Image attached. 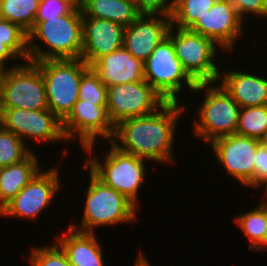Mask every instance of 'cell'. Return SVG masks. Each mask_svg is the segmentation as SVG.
Masks as SVG:
<instances>
[{"label":"cell","instance_id":"1","mask_svg":"<svg viewBox=\"0 0 267 266\" xmlns=\"http://www.w3.org/2000/svg\"><path fill=\"white\" fill-rule=\"evenodd\" d=\"M178 103L166 102L152 114L120 121L114 126L110 142L126 153L155 163L174 162V135L185 111Z\"/></svg>","mask_w":267,"mask_h":266},{"label":"cell","instance_id":"2","mask_svg":"<svg viewBox=\"0 0 267 266\" xmlns=\"http://www.w3.org/2000/svg\"><path fill=\"white\" fill-rule=\"evenodd\" d=\"M83 12L77 5L69 14L34 22L28 34L29 61L80 59L83 46ZM35 39V40H34ZM36 40L48 46L42 50Z\"/></svg>","mask_w":267,"mask_h":266},{"label":"cell","instance_id":"3","mask_svg":"<svg viewBox=\"0 0 267 266\" xmlns=\"http://www.w3.org/2000/svg\"><path fill=\"white\" fill-rule=\"evenodd\" d=\"M109 143L110 150L105 154L103 163L92 155L95 144L85 147L86 153L92 157L88 160L86 158L83 167L89 169L105 185L122 193L138 208V191L145 180L146 159L126 153Z\"/></svg>","mask_w":267,"mask_h":266},{"label":"cell","instance_id":"4","mask_svg":"<svg viewBox=\"0 0 267 266\" xmlns=\"http://www.w3.org/2000/svg\"><path fill=\"white\" fill-rule=\"evenodd\" d=\"M89 186L81 224L69 227L84 233H93L97 227L130 223L136 219L137 207L122 193L105 185L89 170Z\"/></svg>","mask_w":267,"mask_h":266},{"label":"cell","instance_id":"5","mask_svg":"<svg viewBox=\"0 0 267 266\" xmlns=\"http://www.w3.org/2000/svg\"><path fill=\"white\" fill-rule=\"evenodd\" d=\"M217 84L216 87L215 82L197 83L193 90L199 93L206 89L203 102L196 111L199 119H194L193 129L198 140L203 139L208 144L218 138L236 134L241 109L224 87Z\"/></svg>","mask_w":267,"mask_h":266},{"label":"cell","instance_id":"6","mask_svg":"<svg viewBox=\"0 0 267 266\" xmlns=\"http://www.w3.org/2000/svg\"><path fill=\"white\" fill-rule=\"evenodd\" d=\"M33 63L41 71L48 108L62 121L78 100L81 77L90 66L81 58L42 60Z\"/></svg>","mask_w":267,"mask_h":266},{"label":"cell","instance_id":"7","mask_svg":"<svg viewBox=\"0 0 267 266\" xmlns=\"http://www.w3.org/2000/svg\"><path fill=\"white\" fill-rule=\"evenodd\" d=\"M167 36L172 40L184 71L196 84L219 81V68L214 62L219 46L213 40L189 29H174L172 25Z\"/></svg>","mask_w":267,"mask_h":266},{"label":"cell","instance_id":"8","mask_svg":"<svg viewBox=\"0 0 267 266\" xmlns=\"http://www.w3.org/2000/svg\"><path fill=\"white\" fill-rule=\"evenodd\" d=\"M144 79L165 99L166 102H179L183 81L194 90L196 83L184 71L176 57L172 40L167 36L143 63Z\"/></svg>","mask_w":267,"mask_h":266},{"label":"cell","instance_id":"9","mask_svg":"<svg viewBox=\"0 0 267 266\" xmlns=\"http://www.w3.org/2000/svg\"><path fill=\"white\" fill-rule=\"evenodd\" d=\"M2 105L26 110L49 109L41 71L33 62L3 71Z\"/></svg>","mask_w":267,"mask_h":266},{"label":"cell","instance_id":"10","mask_svg":"<svg viewBox=\"0 0 267 266\" xmlns=\"http://www.w3.org/2000/svg\"><path fill=\"white\" fill-rule=\"evenodd\" d=\"M165 103L145 79L107 87V114L114 126L125 119L152 114Z\"/></svg>","mask_w":267,"mask_h":266},{"label":"cell","instance_id":"11","mask_svg":"<svg viewBox=\"0 0 267 266\" xmlns=\"http://www.w3.org/2000/svg\"><path fill=\"white\" fill-rule=\"evenodd\" d=\"M58 167L40 170L36 176L1 210L0 215L11 218L36 219L61 189ZM60 186V187H59ZM60 188V189H59ZM56 194V195H55Z\"/></svg>","mask_w":267,"mask_h":266},{"label":"cell","instance_id":"12","mask_svg":"<svg viewBox=\"0 0 267 266\" xmlns=\"http://www.w3.org/2000/svg\"><path fill=\"white\" fill-rule=\"evenodd\" d=\"M62 129L66 141L78 139L82 149L95 144L98 136L109 142L114 135V125L108 117L107 106H97L80 99L62 120Z\"/></svg>","mask_w":267,"mask_h":266},{"label":"cell","instance_id":"13","mask_svg":"<svg viewBox=\"0 0 267 266\" xmlns=\"http://www.w3.org/2000/svg\"><path fill=\"white\" fill-rule=\"evenodd\" d=\"M0 124L17 135L25 144L26 138L36 142L65 141L62 121L47 110L3 108Z\"/></svg>","mask_w":267,"mask_h":266},{"label":"cell","instance_id":"14","mask_svg":"<svg viewBox=\"0 0 267 266\" xmlns=\"http://www.w3.org/2000/svg\"><path fill=\"white\" fill-rule=\"evenodd\" d=\"M260 140L232 134L214 140L216 160L232 177L246 187H254L255 154Z\"/></svg>","mask_w":267,"mask_h":266},{"label":"cell","instance_id":"15","mask_svg":"<svg viewBox=\"0 0 267 266\" xmlns=\"http://www.w3.org/2000/svg\"><path fill=\"white\" fill-rule=\"evenodd\" d=\"M243 26L234 5L229 0H217L189 30L213 40L221 50L233 52Z\"/></svg>","mask_w":267,"mask_h":266},{"label":"cell","instance_id":"16","mask_svg":"<svg viewBox=\"0 0 267 266\" xmlns=\"http://www.w3.org/2000/svg\"><path fill=\"white\" fill-rule=\"evenodd\" d=\"M170 26L171 17L141 14L130 26L125 27L123 47L144 63L156 46L167 37Z\"/></svg>","mask_w":267,"mask_h":266},{"label":"cell","instance_id":"17","mask_svg":"<svg viewBox=\"0 0 267 266\" xmlns=\"http://www.w3.org/2000/svg\"><path fill=\"white\" fill-rule=\"evenodd\" d=\"M125 27L119 23L83 17L81 59L91 66L98 58L123 47Z\"/></svg>","mask_w":267,"mask_h":266},{"label":"cell","instance_id":"18","mask_svg":"<svg viewBox=\"0 0 267 266\" xmlns=\"http://www.w3.org/2000/svg\"><path fill=\"white\" fill-rule=\"evenodd\" d=\"M90 67L106 87L144 80L143 62L124 47L98 58Z\"/></svg>","mask_w":267,"mask_h":266},{"label":"cell","instance_id":"19","mask_svg":"<svg viewBox=\"0 0 267 266\" xmlns=\"http://www.w3.org/2000/svg\"><path fill=\"white\" fill-rule=\"evenodd\" d=\"M219 80L241 108L267 105V78L231 70L220 72Z\"/></svg>","mask_w":267,"mask_h":266},{"label":"cell","instance_id":"20","mask_svg":"<svg viewBox=\"0 0 267 266\" xmlns=\"http://www.w3.org/2000/svg\"><path fill=\"white\" fill-rule=\"evenodd\" d=\"M66 232L57 237L55 243L65 253L71 266H105L96 233L80 232L69 226Z\"/></svg>","mask_w":267,"mask_h":266},{"label":"cell","instance_id":"21","mask_svg":"<svg viewBox=\"0 0 267 266\" xmlns=\"http://www.w3.org/2000/svg\"><path fill=\"white\" fill-rule=\"evenodd\" d=\"M33 152L17 164L0 168V210L41 170Z\"/></svg>","mask_w":267,"mask_h":266},{"label":"cell","instance_id":"22","mask_svg":"<svg viewBox=\"0 0 267 266\" xmlns=\"http://www.w3.org/2000/svg\"><path fill=\"white\" fill-rule=\"evenodd\" d=\"M83 17L110 20L130 26L141 13L133 0H81Z\"/></svg>","mask_w":267,"mask_h":266},{"label":"cell","instance_id":"23","mask_svg":"<svg viewBox=\"0 0 267 266\" xmlns=\"http://www.w3.org/2000/svg\"><path fill=\"white\" fill-rule=\"evenodd\" d=\"M40 0H0V18L18 24L27 33L34 26Z\"/></svg>","mask_w":267,"mask_h":266},{"label":"cell","instance_id":"24","mask_svg":"<svg viewBox=\"0 0 267 266\" xmlns=\"http://www.w3.org/2000/svg\"><path fill=\"white\" fill-rule=\"evenodd\" d=\"M216 2L217 0H174L171 25L190 29Z\"/></svg>","mask_w":267,"mask_h":266},{"label":"cell","instance_id":"25","mask_svg":"<svg viewBox=\"0 0 267 266\" xmlns=\"http://www.w3.org/2000/svg\"><path fill=\"white\" fill-rule=\"evenodd\" d=\"M235 223L250 241L248 246L254 250L261 242L267 228V208L261 203L257 207L237 215Z\"/></svg>","mask_w":267,"mask_h":266},{"label":"cell","instance_id":"26","mask_svg":"<svg viewBox=\"0 0 267 266\" xmlns=\"http://www.w3.org/2000/svg\"><path fill=\"white\" fill-rule=\"evenodd\" d=\"M267 129V105L241 108L236 134L262 139Z\"/></svg>","mask_w":267,"mask_h":266},{"label":"cell","instance_id":"27","mask_svg":"<svg viewBox=\"0 0 267 266\" xmlns=\"http://www.w3.org/2000/svg\"><path fill=\"white\" fill-rule=\"evenodd\" d=\"M31 152L27 144L0 124V168L21 162Z\"/></svg>","mask_w":267,"mask_h":266},{"label":"cell","instance_id":"28","mask_svg":"<svg viewBox=\"0 0 267 266\" xmlns=\"http://www.w3.org/2000/svg\"><path fill=\"white\" fill-rule=\"evenodd\" d=\"M0 41L6 45L19 60L29 61L28 34L18 24L0 18Z\"/></svg>","mask_w":267,"mask_h":266},{"label":"cell","instance_id":"29","mask_svg":"<svg viewBox=\"0 0 267 266\" xmlns=\"http://www.w3.org/2000/svg\"><path fill=\"white\" fill-rule=\"evenodd\" d=\"M78 91V99L107 106V87L91 67L82 75Z\"/></svg>","mask_w":267,"mask_h":266},{"label":"cell","instance_id":"30","mask_svg":"<svg viewBox=\"0 0 267 266\" xmlns=\"http://www.w3.org/2000/svg\"><path fill=\"white\" fill-rule=\"evenodd\" d=\"M31 266H71L65 253L56 244L33 248L29 255Z\"/></svg>","mask_w":267,"mask_h":266},{"label":"cell","instance_id":"31","mask_svg":"<svg viewBox=\"0 0 267 266\" xmlns=\"http://www.w3.org/2000/svg\"><path fill=\"white\" fill-rule=\"evenodd\" d=\"M76 6L73 0H40L34 22L48 21L69 14Z\"/></svg>","mask_w":267,"mask_h":266},{"label":"cell","instance_id":"32","mask_svg":"<svg viewBox=\"0 0 267 266\" xmlns=\"http://www.w3.org/2000/svg\"><path fill=\"white\" fill-rule=\"evenodd\" d=\"M141 14L172 16L174 0H133Z\"/></svg>","mask_w":267,"mask_h":266},{"label":"cell","instance_id":"33","mask_svg":"<svg viewBox=\"0 0 267 266\" xmlns=\"http://www.w3.org/2000/svg\"><path fill=\"white\" fill-rule=\"evenodd\" d=\"M235 7L238 15L243 17L247 14L267 18V0H229Z\"/></svg>","mask_w":267,"mask_h":266},{"label":"cell","instance_id":"34","mask_svg":"<svg viewBox=\"0 0 267 266\" xmlns=\"http://www.w3.org/2000/svg\"><path fill=\"white\" fill-rule=\"evenodd\" d=\"M265 184H267V145L261 143L255 154L254 188L257 190Z\"/></svg>","mask_w":267,"mask_h":266},{"label":"cell","instance_id":"35","mask_svg":"<svg viewBox=\"0 0 267 266\" xmlns=\"http://www.w3.org/2000/svg\"><path fill=\"white\" fill-rule=\"evenodd\" d=\"M14 58L17 60L18 57L6 45H4L2 41H0V70L6 71L7 69L20 65L15 63L11 65L12 67H7V65L5 66V64H8V60Z\"/></svg>","mask_w":267,"mask_h":266},{"label":"cell","instance_id":"36","mask_svg":"<svg viewBox=\"0 0 267 266\" xmlns=\"http://www.w3.org/2000/svg\"><path fill=\"white\" fill-rule=\"evenodd\" d=\"M258 250H261V251L267 250V228H266V231L264 233L262 242L253 251H258Z\"/></svg>","mask_w":267,"mask_h":266},{"label":"cell","instance_id":"37","mask_svg":"<svg viewBox=\"0 0 267 266\" xmlns=\"http://www.w3.org/2000/svg\"><path fill=\"white\" fill-rule=\"evenodd\" d=\"M2 93H3V71L0 70V119L3 112Z\"/></svg>","mask_w":267,"mask_h":266},{"label":"cell","instance_id":"38","mask_svg":"<svg viewBox=\"0 0 267 266\" xmlns=\"http://www.w3.org/2000/svg\"><path fill=\"white\" fill-rule=\"evenodd\" d=\"M260 142L264 145H267V129Z\"/></svg>","mask_w":267,"mask_h":266},{"label":"cell","instance_id":"39","mask_svg":"<svg viewBox=\"0 0 267 266\" xmlns=\"http://www.w3.org/2000/svg\"><path fill=\"white\" fill-rule=\"evenodd\" d=\"M265 189L266 191L264 190V196H267V184H265ZM262 204L267 208V199L262 201Z\"/></svg>","mask_w":267,"mask_h":266},{"label":"cell","instance_id":"40","mask_svg":"<svg viewBox=\"0 0 267 266\" xmlns=\"http://www.w3.org/2000/svg\"><path fill=\"white\" fill-rule=\"evenodd\" d=\"M77 5L81 4V0H73Z\"/></svg>","mask_w":267,"mask_h":266}]
</instances>
